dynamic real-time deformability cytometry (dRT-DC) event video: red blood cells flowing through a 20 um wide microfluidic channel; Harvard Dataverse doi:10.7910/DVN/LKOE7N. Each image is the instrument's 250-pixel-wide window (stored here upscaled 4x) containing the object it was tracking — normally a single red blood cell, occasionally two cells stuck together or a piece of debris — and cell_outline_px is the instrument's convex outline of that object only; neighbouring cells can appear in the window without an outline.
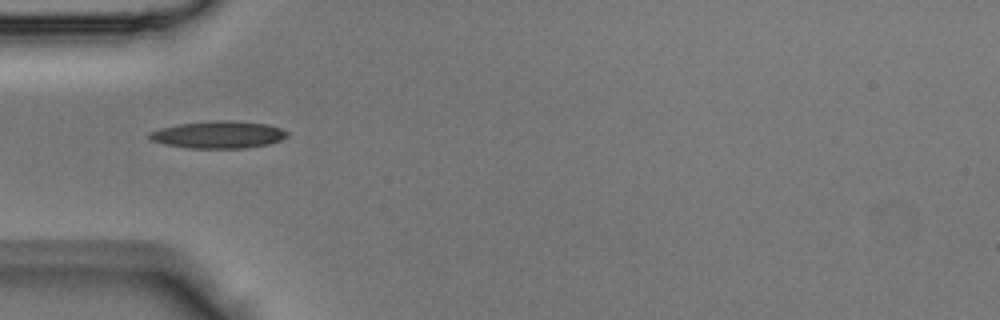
{"species": "Egyptian fruit bat (a non-hibernating species)", "species_latin": "Rousettus aegyptiacus", "temperature_condition": "room temperature", "stored_images_in_passage": 37, "camera_frame_rate_fps": 3000, "um_per_image_px": 0.085, "animal": {"sex": "male"}, "frame": {"image": 1, "passage_image": 7, "time_ms": 2.0, "image_size_px": [1000, 320], "cell_outline_px": [[288, 136], [280, 140], [268, 144], [244, 148], [188, 148], [164, 144], [148, 140], [148, 132], [160, 128], [176, 124], [208, 120], [236, 120], [268, 124], [280, 128], [288, 132]], "centroid_in_image_um": [18.52, 11.43], "position_along_channel_um": 66.5, "area_um2": 22.25}}
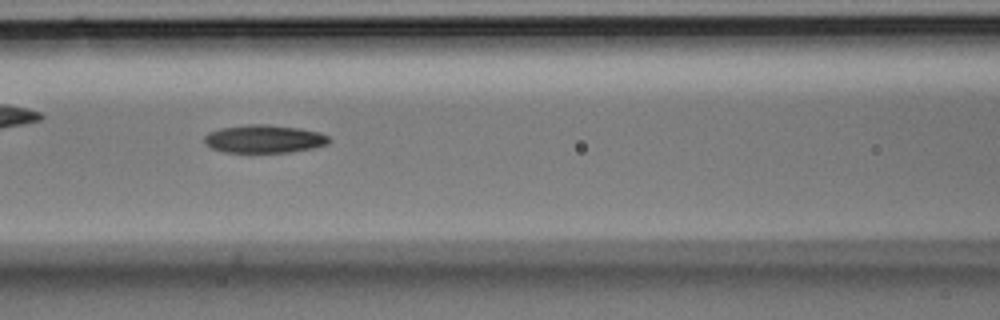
{"frame": {"image": 2, "passage_image": 12, "time_ms": 3.667, "image_size_px": [1000, 320], "cell_outline_px": [[332, 140], [328, 144], [316, 148], [288, 152], [224, 152], [212, 148], [204, 144], [204, 136], [208, 132], [220, 128], [248, 124], [268, 124], [300, 128], [320, 132], [328, 136]], "centroid_in_image_um": [22.47, 11.8], "position_along_channel_um": 144.1, "area_um2": 20.63}}
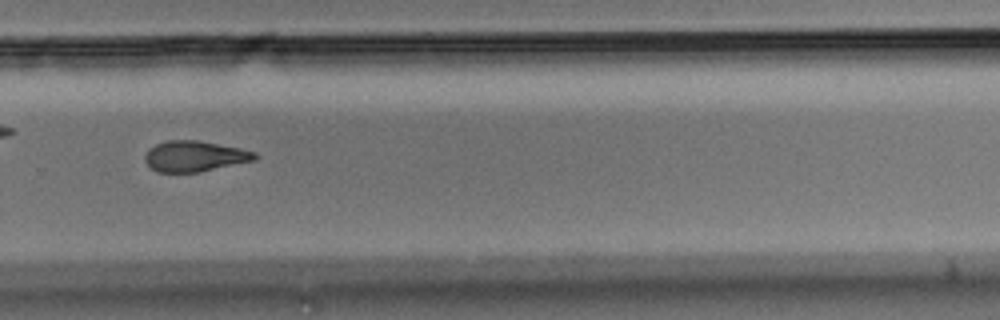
{"frame": {"image": 3, "passage_image": 23, "time_ms": 7.333, "image_size_px": [1000, 320], "cell_outline_px": [[260, 156], [256, 160], [200, 172], [156, 172], [144, 160], [144, 156], [156, 144], [168, 140], [196, 140], [240, 148], [256, 152]], "centroid_in_image_um": [16.59, 13.29], "position_along_channel_um": 313.2, "area_um2": 19.59}}